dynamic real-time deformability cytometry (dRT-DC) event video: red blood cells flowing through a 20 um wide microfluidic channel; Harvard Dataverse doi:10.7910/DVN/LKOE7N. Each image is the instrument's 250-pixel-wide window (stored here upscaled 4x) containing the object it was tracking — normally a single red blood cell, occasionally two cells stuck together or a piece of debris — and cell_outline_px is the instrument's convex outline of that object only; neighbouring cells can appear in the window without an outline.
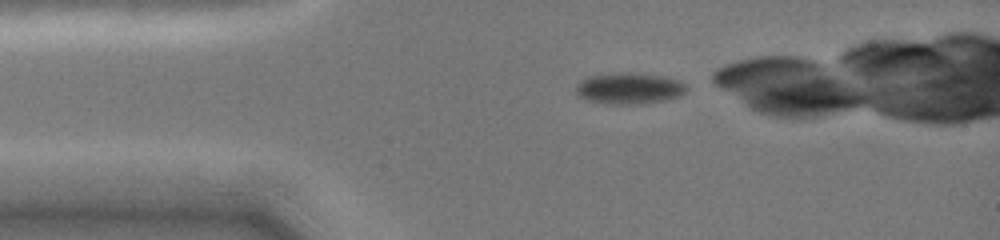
{"species": "common noctule bat (a hibernating species)", "species_latin": "Nyctalus noctula", "temperature_condition": "cold", "stored_images_in_passage": 3, "camera_frame_rate_fps": 3000, "um_per_image_px": 0.085, "animal": {"sex": "female", "body_mass_g": 19.0, "forearm_length_mm": 51.5}, "frame": {"image": 1, "passage_image": 1, "time_ms": 0.0, "image_size_px": [1000, 240], "cell_outline_px": [[688, 88], [680, 96], [664, 100], [644, 104], [608, 104], [584, 100], [576, 96], [576, 84], [580, 80], [588, 76], [612, 72], [632, 72], [664, 76], [680, 80]], "centroid_in_image_um": [53.43, 7.5], "position_along_channel_um": 31.6, "area_um2": 20.69}}